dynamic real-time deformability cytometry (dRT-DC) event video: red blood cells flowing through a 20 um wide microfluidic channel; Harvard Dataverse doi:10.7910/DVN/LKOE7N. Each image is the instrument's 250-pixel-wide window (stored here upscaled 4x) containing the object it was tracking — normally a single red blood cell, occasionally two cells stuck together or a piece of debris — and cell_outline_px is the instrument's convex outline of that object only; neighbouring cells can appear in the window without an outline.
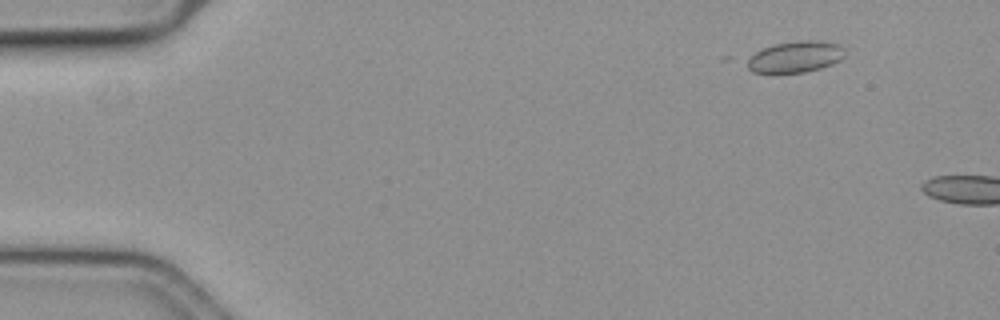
{"species": "common noctule bat (a hibernating species)", "species_latin": "Nyctalus noctula", "temperature_condition": "cold", "stored_images_in_passage": 9, "camera_frame_rate_fps": 3000, "um_per_image_px": 0.085, "animal": {"sex": "female", "body_mass_g": 19.3, "forearm_length_mm": 54.1}, "frame": {"image": 1, "passage_image": 6, "time_ms": 1.667, "image_size_px": [1000, 320], "cell_outline_px": [[844, 56], [840, 60], [832, 64], [820, 68], [804, 72], [752, 72], [740, 60], [764, 48], [776, 44], [796, 40], [816, 40], [840, 44], [844, 48]], "centroid_in_image_um": [67.55, 4.82], "position_along_channel_um": 17.4, "area_um2": 18.03}}